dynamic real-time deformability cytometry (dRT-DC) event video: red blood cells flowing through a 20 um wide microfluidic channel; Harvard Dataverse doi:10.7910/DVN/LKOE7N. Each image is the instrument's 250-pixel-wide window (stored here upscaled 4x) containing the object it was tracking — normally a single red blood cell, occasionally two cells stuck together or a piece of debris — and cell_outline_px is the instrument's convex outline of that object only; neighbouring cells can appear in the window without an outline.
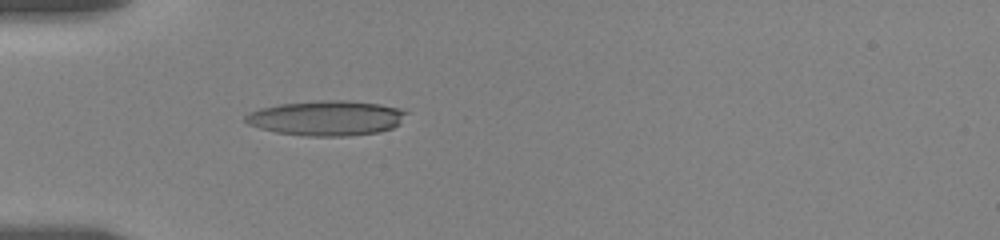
{"species": "human", "species_latin": "Homo sapiens", "temperature_condition": "room temperature", "stored_images_in_passage": 5, "camera_frame_rate_fps": 3000, "um_per_image_px": 0.085, "donor": {"sex": "female"}, "frame": {"image": 1, "passage_image": 5, "time_ms": 4.333, "image_size_px": [1000, 240], "cell_outline_px": [[408, 112], [400, 124], [392, 128], [380, 132], [348, 136], [308, 136], [276, 132], [260, 128], [248, 124], [244, 120], [244, 116], [248, 112], [260, 108], [280, 104], [320, 100], [348, 100], [380, 104], [400, 108]], "centroid_in_image_um": [27.77, 10.03], "position_along_channel_um": 57.2, "area_um2": 33.0}}